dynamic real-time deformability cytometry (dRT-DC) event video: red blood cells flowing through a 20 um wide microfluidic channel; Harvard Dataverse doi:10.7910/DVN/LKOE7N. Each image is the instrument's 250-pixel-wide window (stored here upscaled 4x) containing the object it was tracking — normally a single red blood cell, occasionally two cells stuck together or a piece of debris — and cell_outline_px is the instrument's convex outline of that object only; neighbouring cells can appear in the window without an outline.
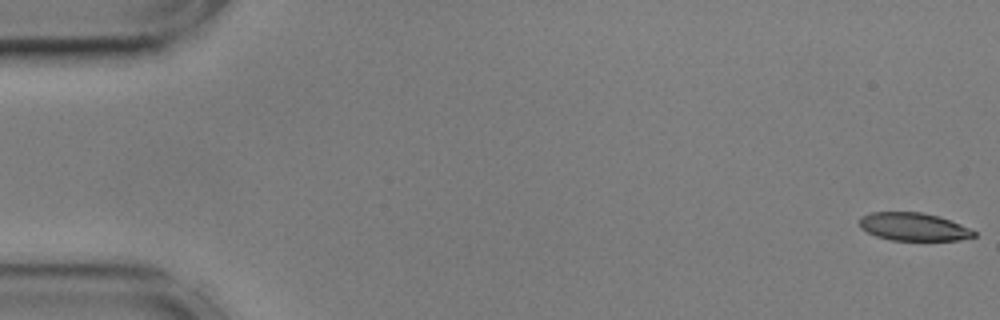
{"species": "common noctule bat (a hibernating species)", "species_latin": "Nyctalus noctula", "temperature_condition": "cold", "stored_images_in_passage": 56, "camera_frame_rate_fps": 3000, "um_per_image_px": 0.085, "animal": {"sex": "male", "body_mass_g": 17.9, "forearm_length_mm": 54.2}, "frame": {"image": 1, "passage_image": 1, "time_ms": 0.0, "image_size_px": [1000, 320], "cell_outline_px": [[976, 236], [960, 240], [892, 240], [876, 236], [860, 228], [860, 216], [872, 212], [920, 212], [940, 216], [960, 224], [976, 232]], "centroid_in_image_um": [77.65, 19.27], "position_along_channel_um": 7.4, "area_um2": 18.61}}
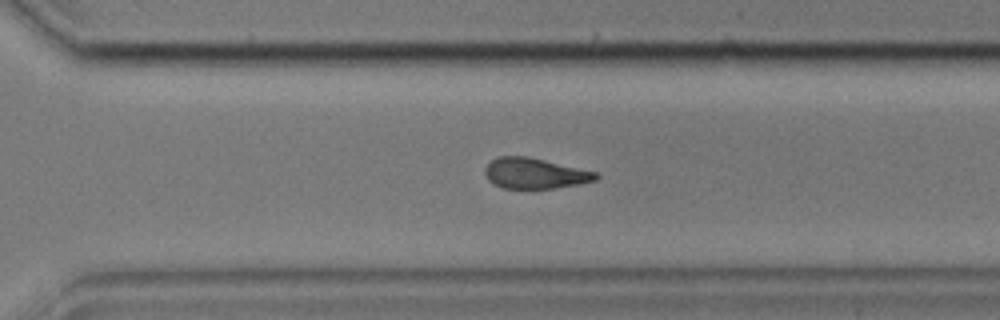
{"frame": {"image": 2, "passage_image": 39, "time_ms": 12.667, "image_size_px": [1000, 320], "cell_outline_px": [[600, 176], [596, 180], [580, 184], [552, 188], [504, 188], [492, 184], [488, 180], [484, 172], [484, 168], [492, 160], [500, 156], [528, 156], [596, 172]], "centroid_in_image_um": [45.44, 14.73], "position_along_channel_um": 325.2, "area_um2": 19.71}}
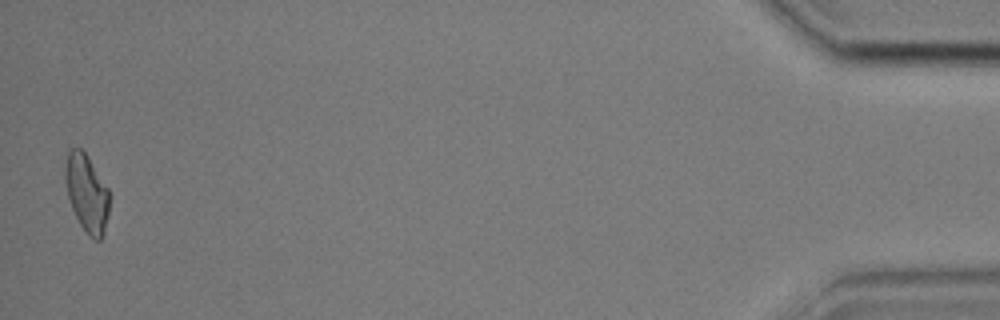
{"frame": {"image": 3, "passage_image": 55, "time_ms": 18.0, "image_size_px": [1000, 320], "cell_outline_px": [[108, 216], [104, 232], [100, 240], [96, 240], [88, 236], [80, 224], [72, 208], [68, 196], [64, 180], [64, 164], [68, 148], [80, 148], [88, 156], [108, 188]], "centroid_in_image_um": [7.34, 16.38], "position_along_channel_um": 427.9, "area_um2": 20.06}, "authors_computed_cell_mechanics": {"area_um2": 20.5768, "velocity_mm_per_s": 3.5977, "shape_relaxation_time_tau1_ms": null, "shape_relaxation_time_tau2_ms": 5.6899, "deformation_change_tau1": null, "deformation_change_tau2": 0.1466}}